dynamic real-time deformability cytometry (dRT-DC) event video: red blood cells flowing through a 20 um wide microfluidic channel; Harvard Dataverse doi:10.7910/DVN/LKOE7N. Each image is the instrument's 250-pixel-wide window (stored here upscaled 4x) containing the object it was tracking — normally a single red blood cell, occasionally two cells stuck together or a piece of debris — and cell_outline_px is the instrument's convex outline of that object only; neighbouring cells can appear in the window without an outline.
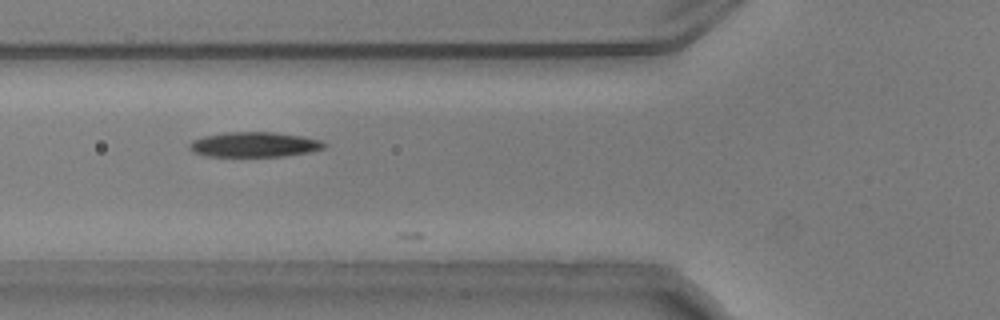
{"species": "common noctule bat (a hibernating species)", "species_latin": "Nyctalus noctula", "temperature_condition": "warm", "stored_images_in_passage": 6, "camera_frame_rate_fps": 3000, "um_per_image_px": 0.085, "animal": {"sex": "male", "body_mass_g": 20.5, "forearm_length_mm": 52.5}, "frame": {"image": 1, "passage_image": 4, "time_ms": 1.0, "image_size_px": [1000, 320], "cell_outline_px": [[328, 144], [324, 148], [308, 152], [284, 156], [204, 156], [192, 152], [188, 148], [188, 144], [192, 140], [204, 136], [228, 132], [272, 132], [300, 136], [320, 140]], "centroid_in_image_um": [21.57, 12.29], "position_along_channel_um": 104.2, "area_um2": 19.59}}